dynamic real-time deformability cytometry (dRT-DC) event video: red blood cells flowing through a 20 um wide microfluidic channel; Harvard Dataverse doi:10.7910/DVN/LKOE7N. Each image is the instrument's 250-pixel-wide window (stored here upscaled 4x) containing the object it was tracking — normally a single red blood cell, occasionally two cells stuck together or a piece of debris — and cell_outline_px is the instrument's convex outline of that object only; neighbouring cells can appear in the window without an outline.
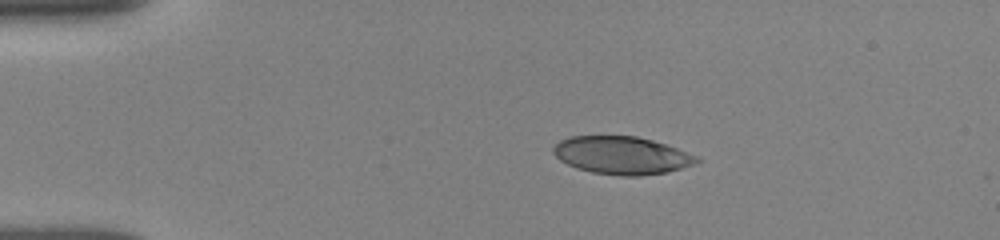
{"species": "human", "species_latin": "Homo sapiens", "temperature_condition": "room temperature", "stored_images_in_passage": 34, "camera_frame_rate_fps": 3000, "um_per_image_px": 0.085, "donor": {"sex": "female"}, "frame": {"image": 1, "passage_image": 1, "time_ms": 0.0, "image_size_px": [1000, 240], "cell_outline_px": [[700, 160], [696, 164], [668, 172], [640, 176], [620, 176], [592, 172], [576, 168], [560, 160], [552, 152], [552, 148], [560, 140], [568, 136], [636, 136], [652, 140], [700, 156]], "centroid_in_image_um": [52.86, 13.21], "position_along_channel_um": 32.1, "area_um2": 31.73}}
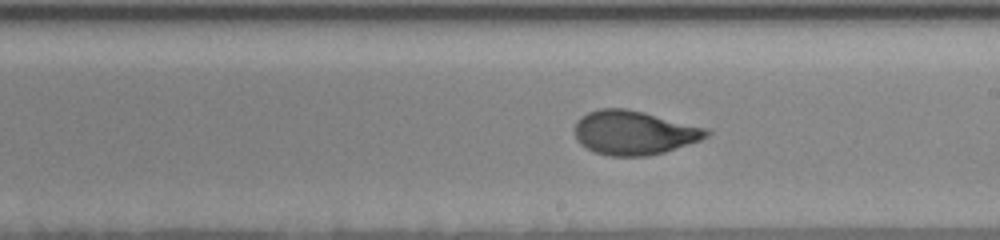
{"frame": {"image": 2, "passage_image": 19, "time_ms": 6.667, "image_size_px": [1000, 240], "cell_outline_px": [[712, 132], [708, 136], [700, 140], [664, 152], [648, 156], [608, 156], [592, 152], [580, 144], [576, 140], [576, 120], [580, 116], [588, 112], [600, 108], [624, 108], [644, 112], [708, 128]], "centroid_in_image_um": [53.88, 11.28], "position_along_channel_um": 235.1, "area_um2": 34.04}}
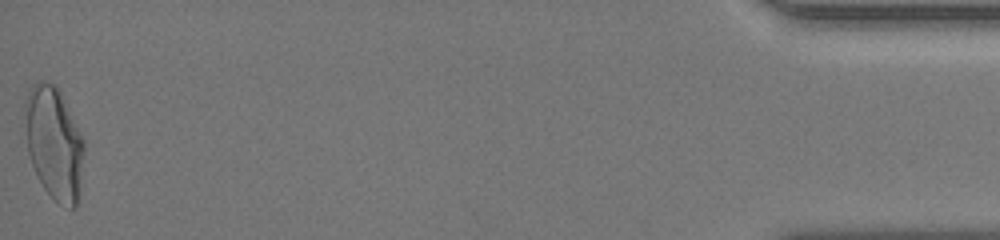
{"frame": {"image": 3, "passage_image": 34, "time_ms": 14.0, "image_size_px": [1000, 240], "cell_outline_px": [[84, 148], [76, 204], [72, 208], [60, 204], [44, 188], [32, 164], [28, 152], [24, 104], [24, 100], [28, 88], [36, 80], [44, 80], [56, 84], [60, 88], [84, 140]], "centroid_in_image_um": [4.57, 12.02], "position_along_channel_um": 430.6, "area_um2": 38.61}, "authors_computed_cell_mechanics": {"area_um2": 33.6107, "velocity_mm_per_s": 3.86, "shape_relaxation_time_tau1_ms": 4.206, "shape_relaxation_time_tau2_ms": 0.7811, "deformation_change_tau1": 0.1822, "deformation_change_tau2": 0.0651}}